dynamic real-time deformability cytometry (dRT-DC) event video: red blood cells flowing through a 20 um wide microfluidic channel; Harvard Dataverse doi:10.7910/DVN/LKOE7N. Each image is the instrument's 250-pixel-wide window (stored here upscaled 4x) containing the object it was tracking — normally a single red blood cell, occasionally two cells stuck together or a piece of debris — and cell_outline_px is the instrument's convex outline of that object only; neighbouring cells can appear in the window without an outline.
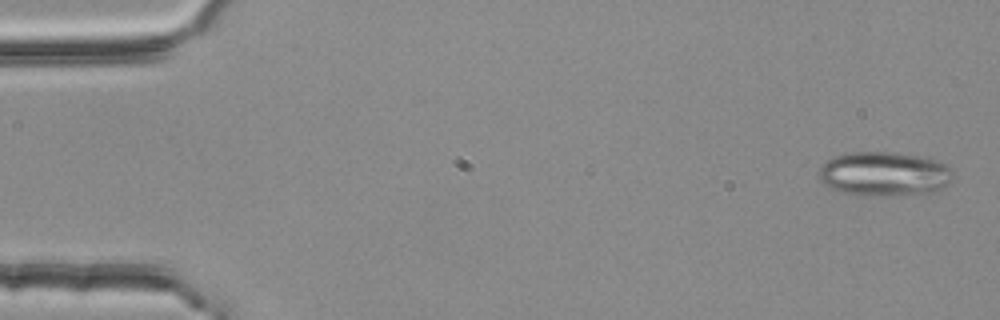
{"species": "common noctule bat (a hibernating species)", "species_latin": "Nyctalus noctula", "temperature_condition": "room temperature", "stored_images_in_passage": 4, "camera_frame_rate_fps": 3000, "um_per_image_px": 0.085, "animal": {"sex": "female", "body_mass_g": 25.1}, "frame": {"image": 1, "passage_image": 1, "time_ms": 0.0, "image_size_px": [1000, 320], "cell_outline_px": [[952, 176], [948, 184], [944, 188], [928, 196], [860, 196], [844, 192], [832, 188], [824, 184], [820, 180], [820, 168], [832, 156], [844, 152], [896, 152], [920, 156], [936, 160], [952, 168]], "centroid_in_image_um": [75.22, 14.81], "position_along_channel_um": 9.8, "area_um2": 35.55}}